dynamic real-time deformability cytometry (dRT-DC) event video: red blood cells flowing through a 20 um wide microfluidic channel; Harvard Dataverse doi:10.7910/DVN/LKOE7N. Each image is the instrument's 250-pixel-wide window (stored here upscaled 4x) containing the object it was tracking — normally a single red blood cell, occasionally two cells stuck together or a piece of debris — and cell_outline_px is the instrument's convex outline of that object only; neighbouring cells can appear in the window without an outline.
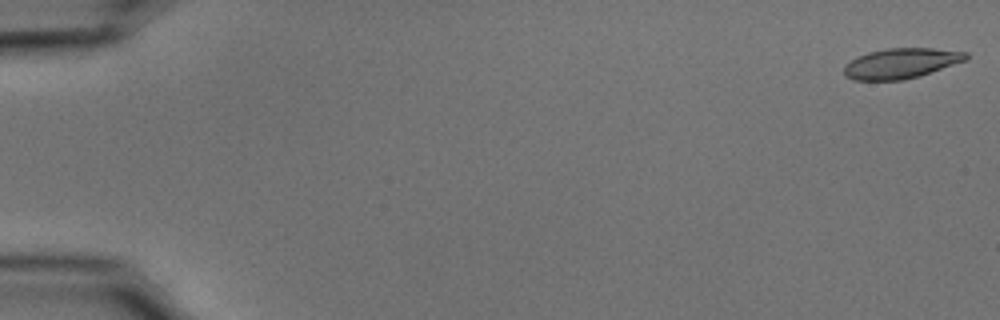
{"species": "common noctule bat (a hibernating species)", "species_latin": "Nyctalus noctula", "temperature_condition": "cold", "stored_images_in_passage": 54, "camera_frame_rate_fps": 3000, "um_per_image_px": 0.085, "animal": {"sex": "male", "body_mass_g": 15.6}, "frame": {"image": 1, "passage_image": 1, "time_ms": 0.0, "image_size_px": [1000, 320], "cell_outline_px": [[968, 60], [920, 76], [904, 80], [852, 80], [844, 76], [844, 64], [856, 56], [868, 52], [888, 48], [932, 48], [968, 52]], "centroid_in_image_um": [76.58, 5.38], "position_along_channel_um": 8.4, "area_um2": 21.79}}
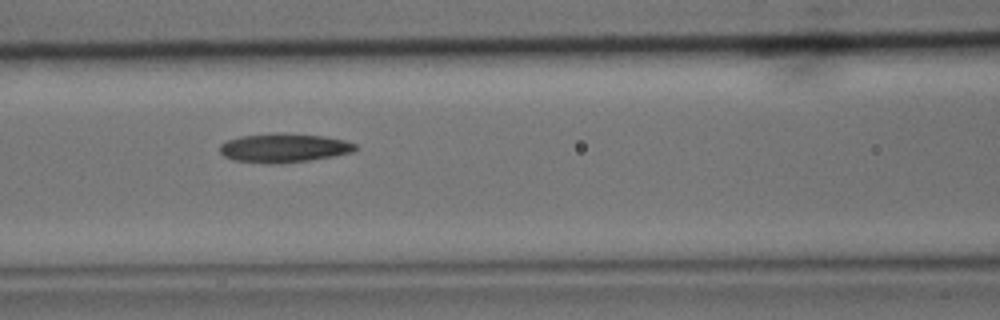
{"frame": {"image": 2, "passage_image": 24, "time_ms": 7.667, "image_size_px": [1000, 320], "cell_outline_px": [[360, 148], [352, 152], [336, 156], [308, 160], [276, 164], [268, 164], [232, 160], [224, 156], [220, 152], [220, 144], [228, 140], [240, 136], [280, 132], [324, 136], [344, 140], [356, 144]], "centroid_in_image_um": [24.14, 12.57], "position_along_channel_um": 142.5, "area_um2": 23.12}}
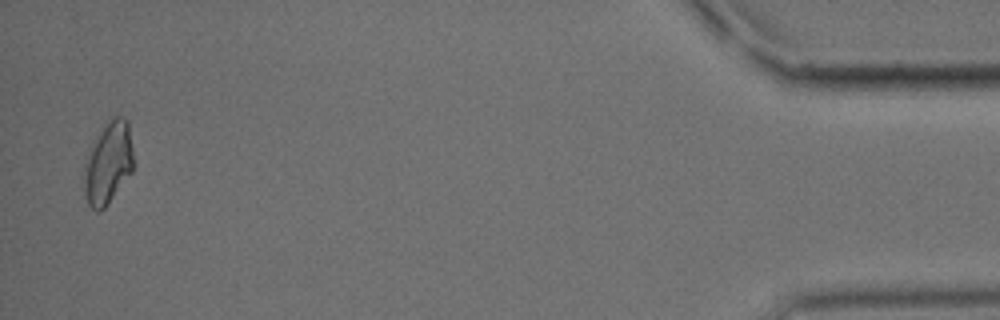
{"frame": {"image": 3, "passage_image": 53, "time_ms": 17.333, "image_size_px": [1000, 320], "cell_outline_px": [[132, 172], [108, 204], [100, 212], [96, 212], [88, 204], [84, 192], [80, 176], [88, 148], [108, 116], [124, 116], [128, 120], [132, 148]], "centroid_in_image_um": [9.13, 13.82], "position_along_channel_um": 426.1, "area_um2": 24.68}}